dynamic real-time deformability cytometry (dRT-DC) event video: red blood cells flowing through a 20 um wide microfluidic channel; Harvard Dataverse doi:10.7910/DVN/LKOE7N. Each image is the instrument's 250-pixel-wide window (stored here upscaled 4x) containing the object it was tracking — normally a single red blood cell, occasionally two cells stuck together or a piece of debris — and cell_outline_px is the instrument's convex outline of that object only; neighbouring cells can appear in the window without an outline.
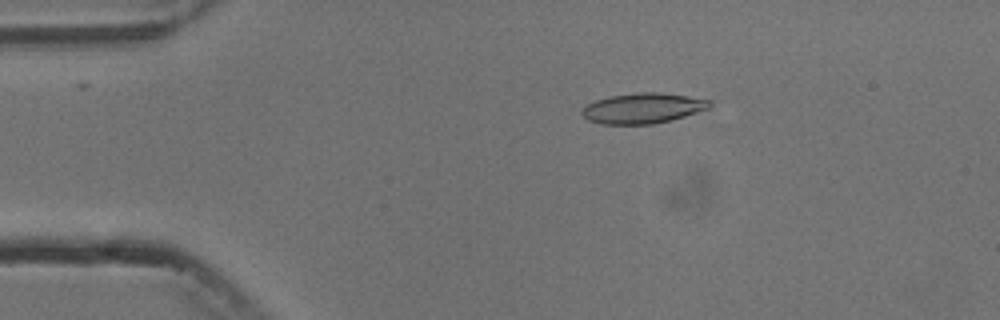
{"species": "common noctule bat (a hibernating species)", "species_latin": "Nyctalus noctula", "temperature_condition": "cold", "stored_images_in_passage": 4, "camera_frame_rate_fps": 3000, "um_per_image_px": 0.085, "animal": {"sex": "male", "body_mass_g": 13.3}, "frame": {"image": 1, "passage_image": 3, "time_ms": 2.667, "image_size_px": [1000, 320], "cell_outline_px": [[712, 104], [708, 108], [672, 120], [652, 124], [600, 124], [588, 120], [580, 112], [588, 104], [596, 100], [608, 96], [636, 92], [660, 92], [688, 96], [712, 100]], "centroid_in_image_um": [54.64, 9.19], "position_along_channel_um": 30.4, "area_um2": 22.6}}